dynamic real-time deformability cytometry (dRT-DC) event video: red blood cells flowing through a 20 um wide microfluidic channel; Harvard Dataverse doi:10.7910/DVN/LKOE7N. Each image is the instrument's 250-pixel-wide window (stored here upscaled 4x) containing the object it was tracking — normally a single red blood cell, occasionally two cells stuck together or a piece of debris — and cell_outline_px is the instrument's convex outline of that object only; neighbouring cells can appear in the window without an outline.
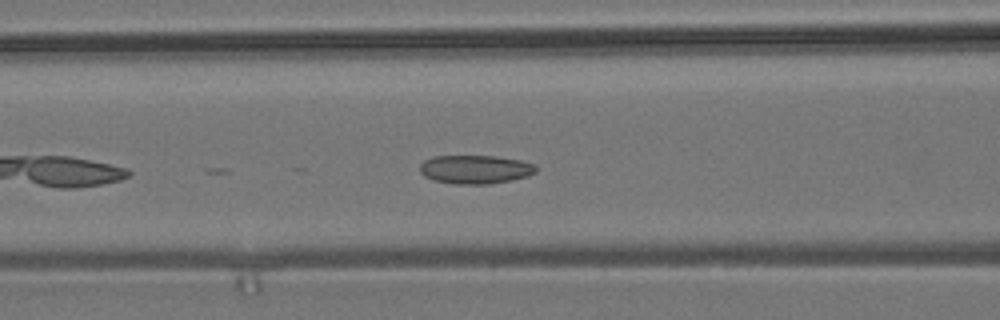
{"species": "common noctule bat (a hibernating species)", "species_latin": "Nyctalus noctula", "temperature_condition": "room temperature", "stored_images_in_passage": 11, "camera_frame_rate_fps": 3000, "um_per_image_px": 0.085, "animal": {"sex": "male", "body_mass_g": 19.2, "forearm_length_mm": 51.8}, "frame": {"image": 1, "passage_image": 9, "time_ms": 2.667, "image_size_px": [1000, 320], "cell_outline_px": [[536, 172], [528, 176], [488, 184], [456, 184], [436, 180], [424, 176], [420, 172], [420, 164], [424, 160], [432, 156], [496, 156], [520, 160], [536, 164]], "centroid_in_image_um": [40.39, 14.38], "position_along_channel_um": 126.2, "area_um2": 19.31}}